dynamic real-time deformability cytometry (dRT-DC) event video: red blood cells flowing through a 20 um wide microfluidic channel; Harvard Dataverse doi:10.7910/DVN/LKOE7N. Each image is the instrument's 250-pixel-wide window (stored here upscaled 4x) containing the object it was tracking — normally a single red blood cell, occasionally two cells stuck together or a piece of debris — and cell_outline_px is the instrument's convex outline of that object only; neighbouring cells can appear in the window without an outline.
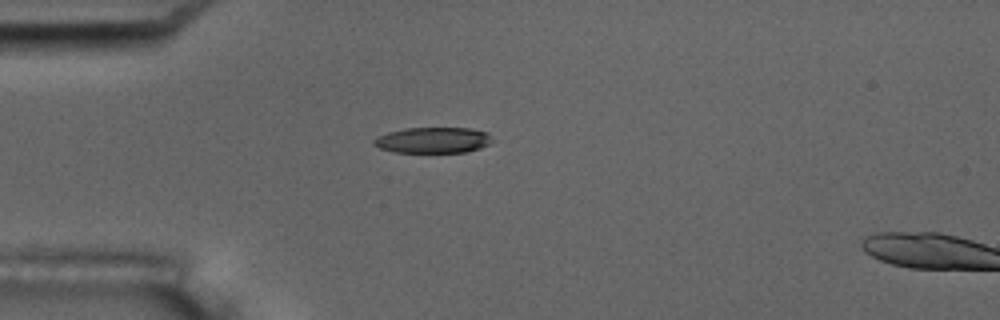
{"species": "common noctule bat (a hibernating species)", "species_latin": "Nyctalus noctula", "temperature_condition": "room temperature", "stored_images_in_passage": 4, "segment_of_instrument_passage": [1, 2], "camera_frame_rate_fps": 3000, "um_per_image_px": 0.085, "animal": {"sex": "male", "body_mass_g": 17.5, "forearm_length_mm": 52.3}, "frame": {"image": 1, "passage_image": 3, "time_ms": 3.0, "image_size_px": [1000, 320], "cell_outline_px": [[492, 140], [488, 144], [480, 148], [468, 152], [392, 152], [380, 148], [372, 144], [372, 140], [376, 136], [388, 132], [404, 128], [468, 128], [488, 132]], "centroid_in_image_um": [36.77, 11.91], "position_along_channel_um": 48.2, "area_um2": 17.92}}